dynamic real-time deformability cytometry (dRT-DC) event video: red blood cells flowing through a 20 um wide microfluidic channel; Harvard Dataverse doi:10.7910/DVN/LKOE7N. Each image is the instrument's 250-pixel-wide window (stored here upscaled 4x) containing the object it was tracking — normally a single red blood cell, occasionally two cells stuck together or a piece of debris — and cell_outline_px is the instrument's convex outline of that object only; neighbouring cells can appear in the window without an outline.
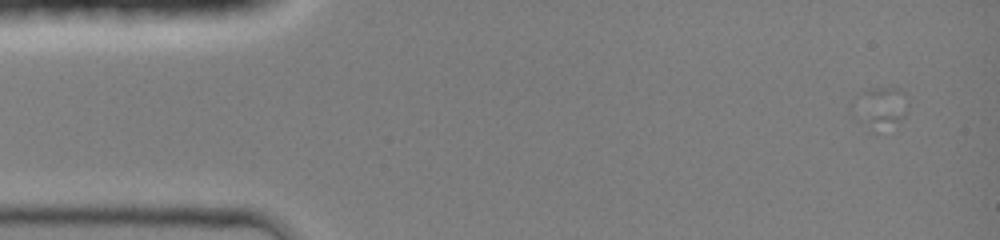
{"species": "common noctule bat (a hibernating species)", "species_latin": "Nyctalus noctula", "temperature_condition": "room temperature", "stored_images_in_passage": 2, "camera_frame_rate_fps": 3000, "um_per_image_px": 0.085, "animal": {"sex": "female", "body_mass_g": 19.0, "forearm_length_mm": 51.5}, "frame": {"image": 1, "passage_image": 2, "time_ms": 0.333, "image_size_px": [1000, 240], "cell_outline_px": [[908, 112], [900, 120], [876, 132], [868, 132], [852, 116], [860, 92], [872, 88], [892, 84], [900, 88], [908, 96]], "centroid_in_image_um": [74.86, 9.13], "position_along_channel_um": 10.1, "area_um2": 13.99}}